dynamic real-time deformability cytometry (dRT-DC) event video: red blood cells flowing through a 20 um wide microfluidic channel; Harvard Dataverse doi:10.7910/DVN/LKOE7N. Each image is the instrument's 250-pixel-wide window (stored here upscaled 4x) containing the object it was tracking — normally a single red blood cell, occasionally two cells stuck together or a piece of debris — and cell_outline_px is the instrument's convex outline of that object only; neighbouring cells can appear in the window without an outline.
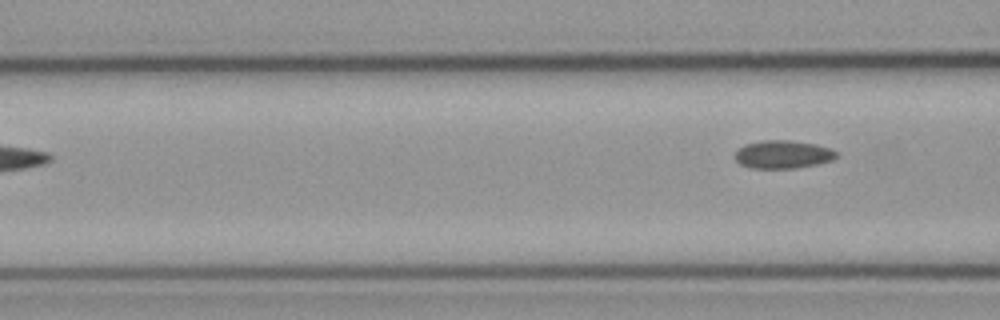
{"species": "common noctule bat (a hibernating species)", "species_latin": "Nyctalus noctula", "temperature_condition": "cold", "stored_images_in_passage": 3, "camera_frame_rate_fps": 3000, "um_per_image_px": 0.085, "animal": {"sex": "male", "body_mass_g": 23.1, "forearm_length_mm": 52.7}, "frame": {"image": 1, "passage_image": 3, "time_ms": 0.667, "image_size_px": [1000, 320], "cell_outline_px": [[836, 156], [832, 160], [816, 164], [792, 168], [752, 168], [740, 164], [736, 160], [736, 152], [744, 144], [760, 140], [792, 140], [816, 144], [828, 148], [836, 152]], "centroid_in_image_um": [66.52, 13.11], "position_along_channel_um": 100.1, "area_um2": 16.42}}